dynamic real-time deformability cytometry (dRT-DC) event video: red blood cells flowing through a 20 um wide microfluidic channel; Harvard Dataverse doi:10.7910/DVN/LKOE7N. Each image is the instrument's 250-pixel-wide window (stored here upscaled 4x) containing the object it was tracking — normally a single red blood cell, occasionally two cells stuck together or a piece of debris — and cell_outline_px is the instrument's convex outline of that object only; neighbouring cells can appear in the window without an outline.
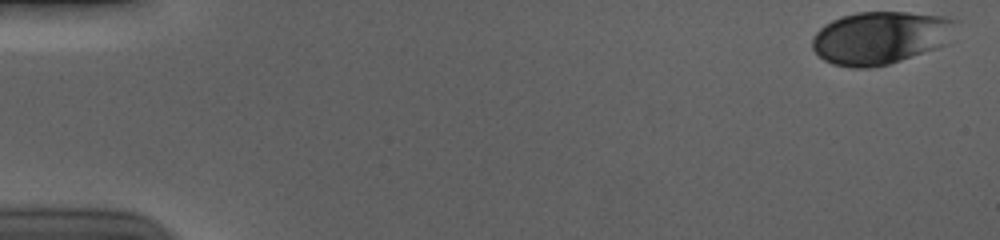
{"species": "human", "species_latin": "Homo sapiens", "temperature_condition": "cold", "stored_images_in_passage": 55, "camera_frame_rate_fps": 3000, "um_per_image_px": 0.085, "donor": {"sex": "male"}, "frame": {"image": 1, "passage_image": 1, "time_ms": 0.0, "image_size_px": [1000, 240], "cell_outline_px": [[956, 20], [944, 44], [936, 48], [888, 64], [868, 68], [852, 68], [832, 64], [824, 60], [812, 48], [812, 36], [824, 24], [840, 16], [856, 12], [908, 12], [944, 16]], "centroid_in_image_um": [74.75, 3.2], "position_along_channel_um": 10.2, "area_um2": 43.81}}
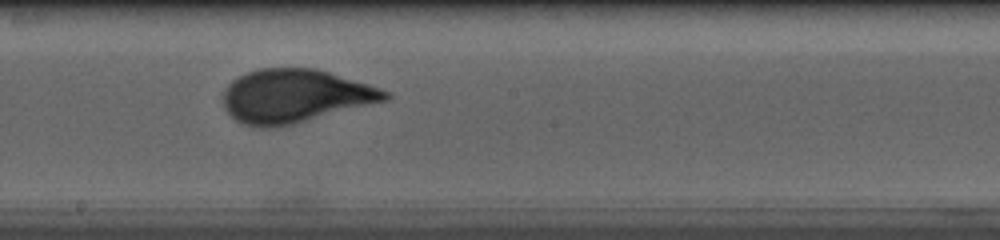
{"frame": {"image": 2, "passage_image": 31, "time_ms": 10.0, "image_size_px": [1000, 240], "cell_outline_px": [[392, 96], [388, 100], [292, 124], [268, 128], [256, 128], [244, 124], [236, 120], [224, 108], [224, 88], [232, 80], [248, 72], [260, 68], [316, 68], [368, 84], [392, 92]], "centroid_in_image_um": [25.07, 8.16], "position_along_channel_um": 223.1, "area_um2": 50.29}}
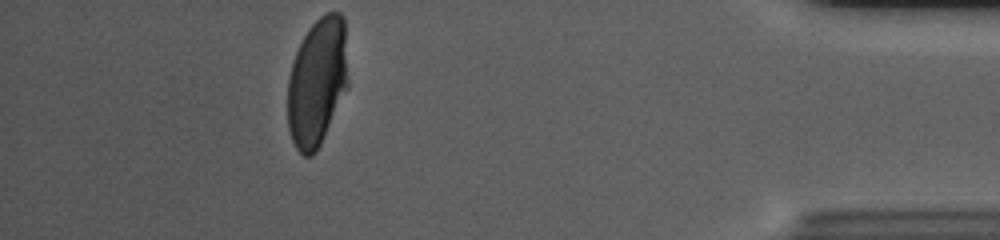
{"frame": {"image": 3, "passage_image": 50, "time_ms": 16.333, "image_size_px": [1000, 240], "cell_outline_px": [[348, 88], [316, 152], [312, 156], [304, 156], [296, 148], [292, 140], [288, 128], [288, 76], [292, 60], [308, 28], [324, 12], [340, 12], [344, 16], [348, 84]], "centroid_in_image_um": [26.96, 6.95], "position_along_channel_um": 408.2, "area_um2": 45.43}, "authors_computed_cell_mechanics": {"area_um2": 47.8006, "velocity_mm_per_s": 3.6935, "shape_relaxation_time_tau1_ms": 6.1171, "shape_relaxation_time_tau2_ms": null, "deformation_change_tau1": 0.2126, "deformation_change_tau2": null}}